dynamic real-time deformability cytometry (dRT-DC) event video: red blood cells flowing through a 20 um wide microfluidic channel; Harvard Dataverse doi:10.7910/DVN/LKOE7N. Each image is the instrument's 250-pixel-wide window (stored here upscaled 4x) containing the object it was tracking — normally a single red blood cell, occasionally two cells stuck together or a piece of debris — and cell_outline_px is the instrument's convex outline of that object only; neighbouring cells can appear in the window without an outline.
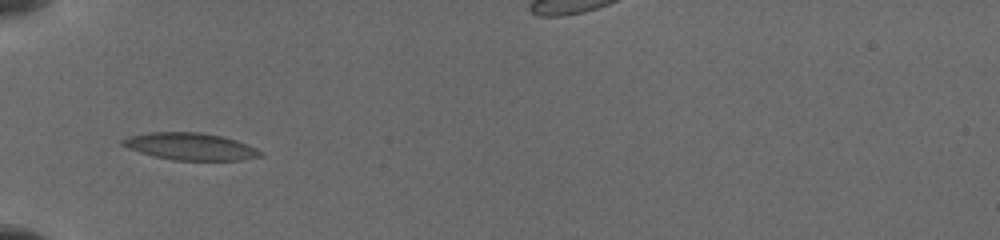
{"species": "common noctule bat (a hibernating species)", "species_latin": "Nyctalus noctula", "temperature_condition": "cold", "stored_images_in_passage": 8, "camera_frame_rate_fps": 3000, "um_per_image_px": 0.085, "animal": {"sex": "female", "body_mass_g": 19.5, "forearm_length_mm": 54.1}, "frame": {"image": 1, "passage_image": 4, "time_ms": 3.333, "image_size_px": [1000, 240], "cell_outline_px": [[264, 156], [240, 160], [176, 160], [156, 156], [140, 152], [128, 148], [120, 144], [120, 140], [128, 136], [148, 132], [200, 132], [224, 136], [236, 140], [264, 152]], "centroid_in_image_um": [16.18, 12.44], "position_along_channel_um": 68.8, "area_um2": 21.79}}
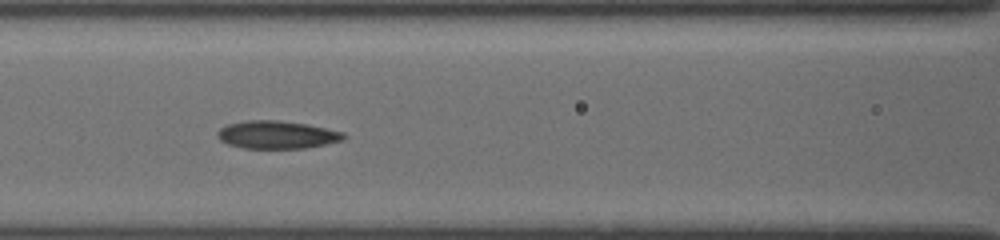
{"frame": {"image": 2, "passage_image": 6, "time_ms": 5.333, "image_size_px": [1000, 240], "cell_outline_px": [[348, 136], [344, 140], [304, 148], [244, 148], [228, 144], [220, 140], [216, 136], [216, 132], [220, 128], [228, 124], [248, 120], [276, 120], [308, 124], [344, 132]], "centroid_in_image_um": [23.54, 11.45], "position_along_channel_um": 143.1, "area_um2": 20.52}}
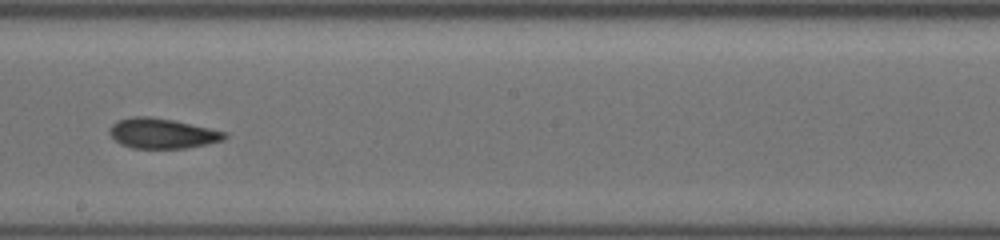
{"frame": {"image": 3, "passage_image": 8, "time_ms": 7.667, "image_size_px": [1000, 240], "cell_outline_px": [[228, 136], [224, 140], [208, 144], [184, 148], [132, 148], [120, 144], [108, 132], [108, 128], [116, 120], [132, 116], [148, 116], [172, 120], [228, 132]], "centroid_in_image_um": [13.78, 11.33], "position_along_channel_um": 234.4, "area_um2": 20.29}}